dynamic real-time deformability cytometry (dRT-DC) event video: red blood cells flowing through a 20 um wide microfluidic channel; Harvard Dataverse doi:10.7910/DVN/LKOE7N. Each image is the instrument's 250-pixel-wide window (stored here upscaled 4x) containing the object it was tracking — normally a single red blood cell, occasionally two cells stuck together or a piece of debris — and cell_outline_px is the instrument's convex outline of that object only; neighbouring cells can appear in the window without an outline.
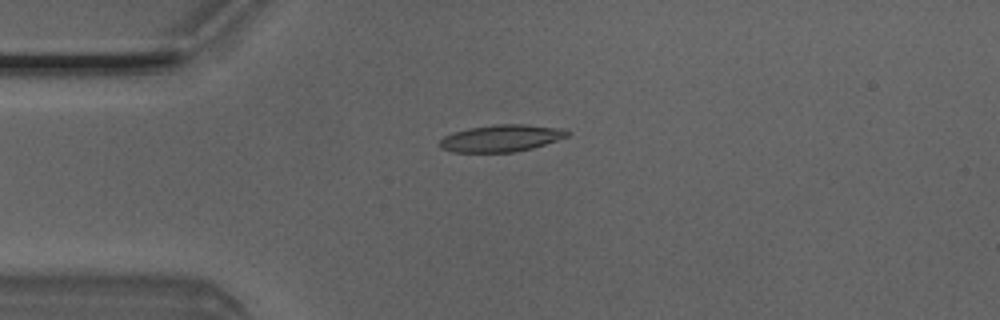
{"species": "Egyptian fruit bat (a non-hibernating species)", "species_latin": "Rousettus aegyptiacus", "temperature_condition": "room temperature", "stored_images_in_passage": 6, "camera_frame_rate_fps": 3000, "um_per_image_px": 0.085, "animal": {"sex": "male"}, "frame": {"image": 1, "passage_image": 4, "time_ms": 1.0, "image_size_px": [1000, 320], "cell_outline_px": [[572, 132], [568, 136], [532, 148], [516, 152], [452, 152], [440, 148], [436, 144], [444, 136], [452, 132], [468, 128], [496, 124], [528, 124], [564, 128]], "centroid_in_image_um": [42.59, 11.74], "position_along_channel_um": 42.4, "area_um2": 20.35}}
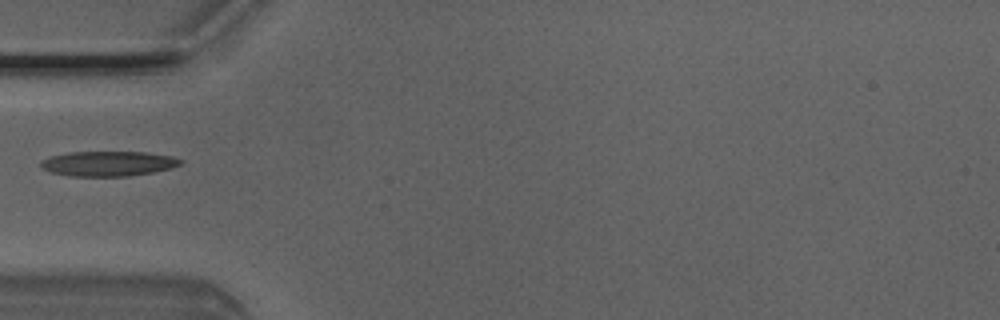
{"frame": {"image": 2, "passage_image": 5, "time_ms": 1.333, "image_size_px": [1000, 320], "cell_outline_px": [[184, 164], [172, 168], [152, 172], [128, 176], [68, 176], [52, 172], [40, 168], [40, 160], [48, 156], [68, 152], [144, 152], [172, 156], [184, 160]], "centroid_in_image_um": [9.19, 13.9], "position_along_channel_um": 75.8, "area_um2": 20.58}}